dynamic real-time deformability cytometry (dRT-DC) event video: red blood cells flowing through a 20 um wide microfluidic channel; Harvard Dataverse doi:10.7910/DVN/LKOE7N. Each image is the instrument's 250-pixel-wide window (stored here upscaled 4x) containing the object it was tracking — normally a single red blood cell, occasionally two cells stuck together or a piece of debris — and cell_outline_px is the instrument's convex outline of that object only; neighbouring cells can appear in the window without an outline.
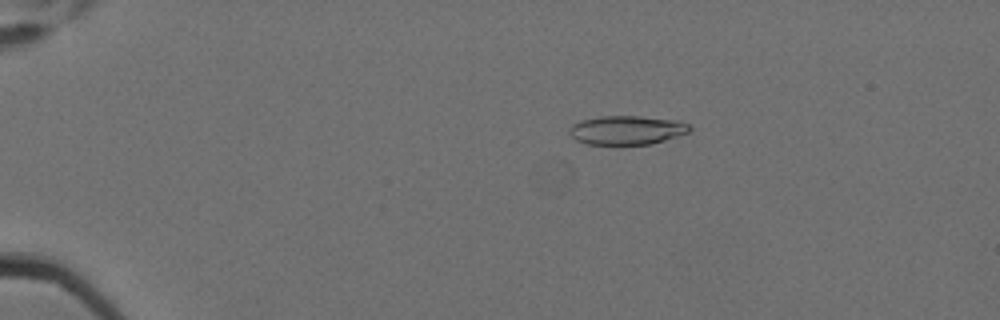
{"species": "Egyptian fruit bat (a non-hibernating species)", "species_latin": "Rousettus aegyptiacus", "temperature_condition": "cold", "stored_images_in_passage": 5, "camera_frame_rate_fps": 3000, "um_per_image_px": 0.085, "animal": {"sex": "female"}, "frame": {"image": 1, "passage_image": 3, "time_ms": 0.667, "image_size_px": [1000, 320], "cell_outline_px": [[692, 128], [688, 132], [652, 144], [588, 144], [576, 140], [568, 132], [568, 128], [572, 124], [580, 120], [600, 116], [640, 116], [680, 120], [692, 124]], "centroid_in_image_um": [53.29, 11.04], "position_along_channel_um": 31.7, "area_um2": 20.46}}